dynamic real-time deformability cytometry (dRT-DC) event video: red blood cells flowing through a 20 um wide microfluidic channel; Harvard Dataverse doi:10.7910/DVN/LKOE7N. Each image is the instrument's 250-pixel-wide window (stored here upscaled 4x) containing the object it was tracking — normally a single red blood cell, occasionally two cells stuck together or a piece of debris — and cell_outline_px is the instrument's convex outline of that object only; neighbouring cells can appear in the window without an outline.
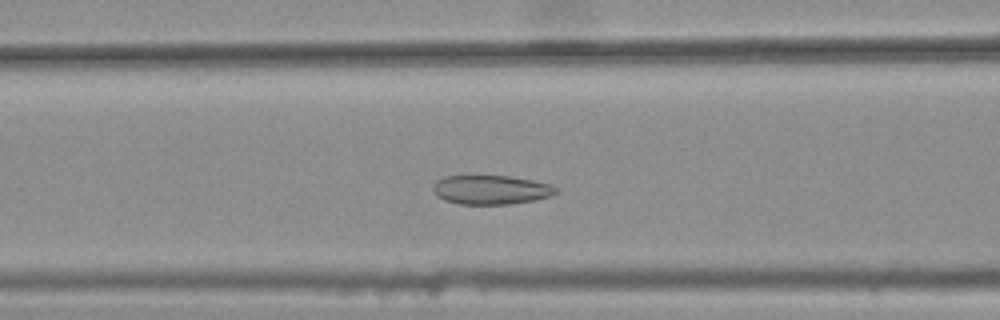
{"species": "common noctule bat (a hibernating species)", "species_latin": "Nyctalus noctula", "temperature_condition": "warm", "stored_images_in_passage": 40, "camera_frame_rate_fps": 3000, "um_per_image_px": 0.085, "animal": {"sex": "female", "body_mass_g": 25.1}, "frame": {"image": 1, "passage_image": 18, "time_ms": 5.667, "image_size_px": [1000, 320], "cell_outline_px": [[560, 192], [548, 196], [532, 200], [508, 204], [460, 204], [444, 200], [436, 196], [432, 192], [432, 188], [436, 180], [444, 176], [508, 176], [532, 180], [552, 184], [560, 188]], "centroid_in_image_um": [41.72, 16.12], "position_along_channel_um": 124.9, "area_um2": 20.98}}
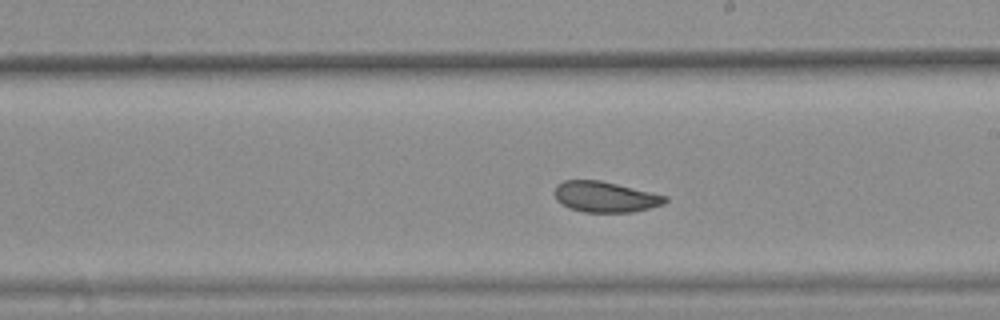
{"frame": {"image": 2, "passage_image": 27, "time_ms": 8.667, "image_size_px": [1000, 320], "cell_outline_px": [[668, 200], [664, 204], [632, 212], [584, 212], [568, 208], [560, 204], [556, 200], [552, 192], [556, 184], [564, 180], [600, 180], [668, 196]], "centroid_in_image_um": [51.38, 16.73], "position_along_channel_um": 237.6, "area_um2": 20.0}}
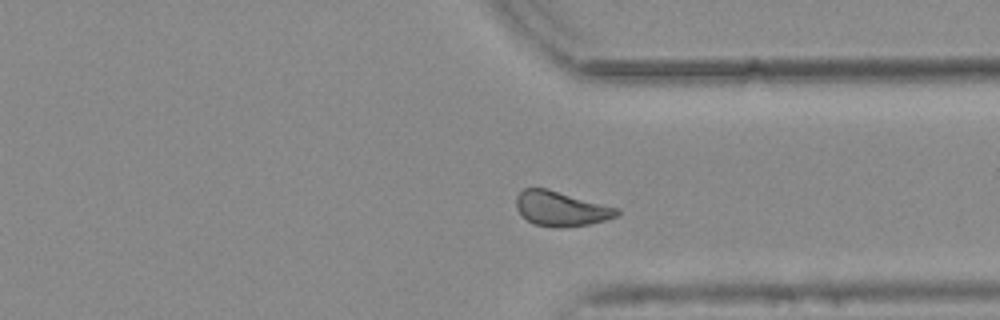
{"frame": {"image": 3, "passage_image": 37, "time_ms": 12.0, "image_size_px": [1000, 320], "cell_outline_px": [[620, 212], [616, 216], [604, 220], [588, 224], [560, 228], [532, 224], [516, 208], [516, 196], [524, 188], [548, 188], [620, 208]], "centroid_in_image_um": [47.69, 17.72], "position_along_channel_um": 363.7, "area_um2": 20.46}, "authors_computed_cell_mechanics": {"area_um2": 20.8947, "velocity_mm_per_s": 3.7723, "shape_relaxation_time_tau1_ms": null, "shape_relaxation_time_tau2_ms": 1.7267, "deformation_change_tau1": null, "deformation_change_tau2": 0.0647}}